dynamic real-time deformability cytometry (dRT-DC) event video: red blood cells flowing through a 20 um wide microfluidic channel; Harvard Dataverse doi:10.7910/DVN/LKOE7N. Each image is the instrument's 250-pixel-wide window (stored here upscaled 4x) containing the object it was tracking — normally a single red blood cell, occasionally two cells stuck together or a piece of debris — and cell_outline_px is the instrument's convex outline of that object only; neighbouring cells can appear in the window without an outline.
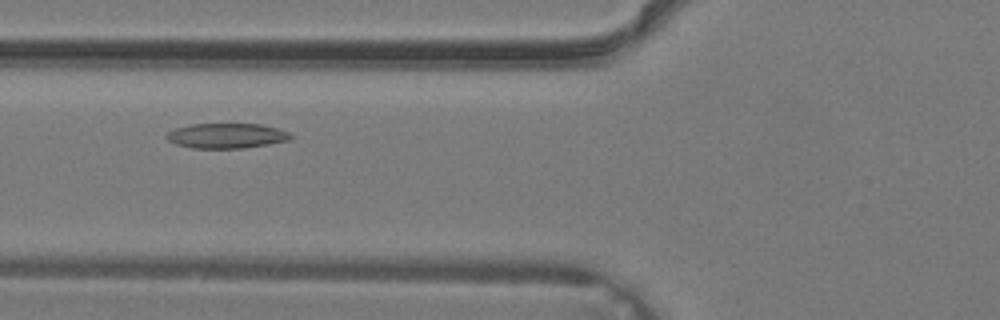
{"species": "common noctule bat (a hibernating species)", "species_latin": "Nyctalus noctula", "temperature_condition": "warm", "stored_images_in_passage": 34, "camera_frame_rate_fps": 3000, "um_per_image_px": 0.085, "animal": {"sex": "male", "body_mass_g": 19.2, "forearm_length_mm": 51.8}, "frame": {"image": 1, "passage_image": 11, "time_ms": 3.333, "image_size_px": [1000, 320], "cell_outline_px": [[292, 136], [288, 140], [268, 144], [244, 148], [192, 148], [176, 144], [168, 140], [164, 136], [168, 132], [176, 128], [192, 124], [260, 124], [276, 128], [288, 132]], "centroid_in_image_um": [19.22, 11.54], "position_along_channel_um": 106.6, "area_um2": 17.92}}
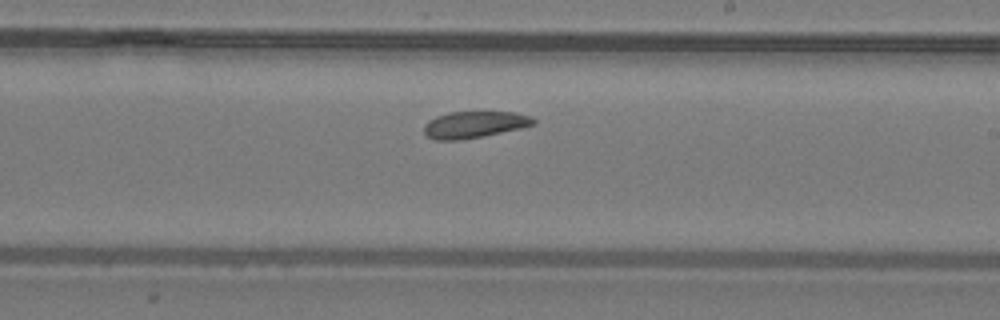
{"frame": {"image": 2, "passage_image": 19, "time_ms": 6.0, "image_size_px": [1000, 320], "cell_outline_px": [[536, 124], [520, 128], [484, 136], [460, 140], [436, 140], [428, 136], [424, 132], [424, 124], [428, 120], [436, 116], [448, 112], [516, 112], [532, 116], [536, 120]], "centroid_in_image_um": [40.33, 10.58], "position_along_channel_um": 248.7, "area_um2": 17.11}}
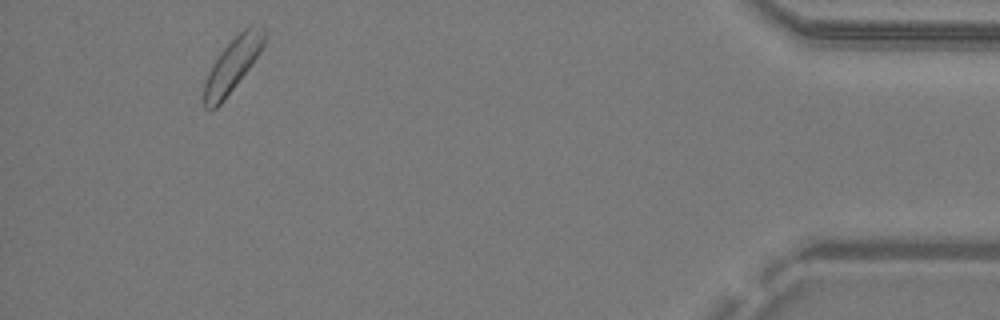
{"frame": {"image": 3, "passage_image": 32, "time_ms": 10.333, "image_size_px": [1000, 320], "cell_outline_px": [[268, 28], [264, 44], [260, 52], [252, 64], [224, 100], [216, 108], [204, 108], [204, 80], [212, 64], [220, 52], [244, 28], [252, 24]], "centroid_in_image_um": [19.79, 5.47], "position_along_channel_um": 415.4, "area_um2": 18.79}}